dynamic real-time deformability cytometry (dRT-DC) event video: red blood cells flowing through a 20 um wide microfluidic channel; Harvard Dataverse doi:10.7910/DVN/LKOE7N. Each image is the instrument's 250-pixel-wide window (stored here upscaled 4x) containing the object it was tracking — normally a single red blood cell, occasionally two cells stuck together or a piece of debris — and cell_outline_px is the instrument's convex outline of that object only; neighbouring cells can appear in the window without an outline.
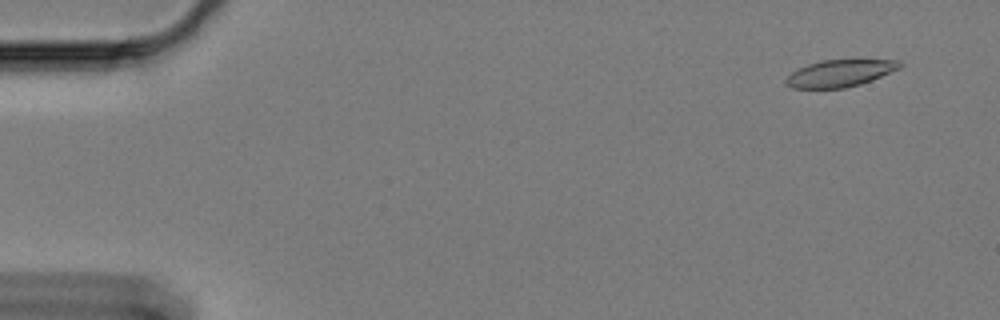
{"species": "Egyptian fruit bat (a non-hibernating species)", "species_latin": "Rousettus aegyptiacus", "temperature_condition": "cold", "stored_images_in_passage": 60, "camera_frame_rate_fps": 3000, "um_per_image_px": 0.085, "animal": {"sex": "female"}, "frame": {"image": 1, "passage_image": 4, "time_ms": 1.0, "image_size_px": [1000, 320], "cell_outline_px": [[904, 64], [900, 68], [872, 80], [860, 84], [844, 88], [792, 88], [784, 84], [784, 80], [792, 72], [808, 64], [820, 60], [900, 60]], "centroid_in_image_um": [71.39, 6.23], "position_along_channel_um": 13.6, "area_um2": 17.86}}
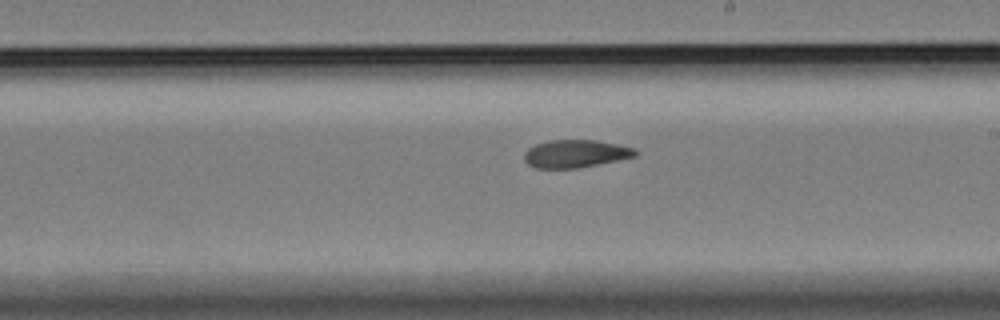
{"frame": {"image": 2, "passage_image": 35, "time_ms": 11.333, "image_size_px": [1000, 320], "cell_outline_px": [[640, 152], [636, 156], [580, 168], [536, 168], [528, 164], [524, 160], [524, 152], [528, 148], [536, 144], [548, 140], [596, 140], [636, 148]], "centroid_in_image_um": [48.93, 13.06], "position_along_channel_um": 240.1, "area_um2": 18.09}}
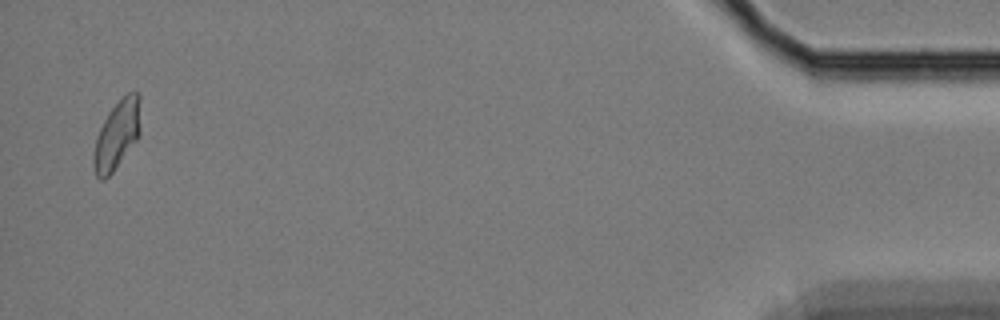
{"frame": {"image": 3, "passage_image": 59, "time_ms": 19.333, "image_size_px": [1000, 320], "cell_outline_px": [[140, 132], [136, 140], [112, 172], [104, 180], [100, 180], [96, 176], [92, 164], [92, 160], [96, 140], [100, 128], [108, 112], [128, 92], [140, 92]], "centroid_in_image_um": [9.94, 11.46], "position_along_channel_um": 425.3, "area_um2": 18.55}, "authors_computed_cell_mechanics": {"area_um2": 18.8717, "velocity_mm_per_s": 3.3231, "shape_relaxation_time_tau1_ms": null, "shape_relaxation_time_tau2_ms": 4.9434, "deformation_change_tau1": null, "deformation_change_tau2": 0.1068}}